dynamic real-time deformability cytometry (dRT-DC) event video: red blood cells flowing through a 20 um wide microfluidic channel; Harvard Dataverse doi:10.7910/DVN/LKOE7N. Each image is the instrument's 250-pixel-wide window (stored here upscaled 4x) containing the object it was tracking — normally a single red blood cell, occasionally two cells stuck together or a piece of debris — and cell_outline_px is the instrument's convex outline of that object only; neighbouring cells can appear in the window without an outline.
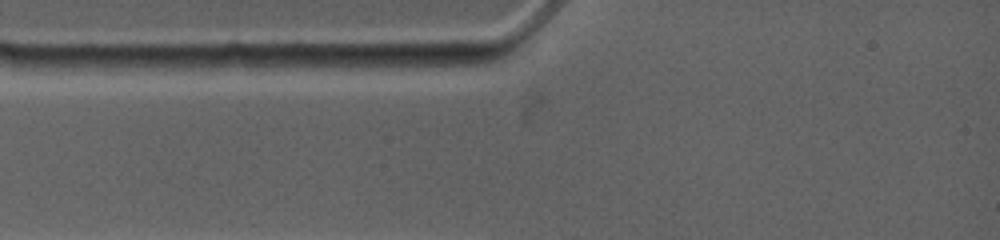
{"species": "common noctule bat (a hibernating species)", "species_latin": "Nyctalus noctula", "temperature_condition": "warm", "stored_images_in_passage": 4, "camera_frame_rate_fps": 4500, "um_per_image_px": 0.085, "animal": {"sex": "female", "body_mass_g": 19.0, "forearm_length_mm": 53.3}, "frame": {"image": 1, "passage_image": 2, "time_ms": 0.222, "image_size_px": [1000, 240], "cell_outline_px": [[468, 64], [396, 72], [392, 72], [324, 64], [324, 56], [412, 56]], "centroid_in_image_um": [32.97, 5.34], "position_along_channel_um": 52.0, "area_um2": 10.98}}